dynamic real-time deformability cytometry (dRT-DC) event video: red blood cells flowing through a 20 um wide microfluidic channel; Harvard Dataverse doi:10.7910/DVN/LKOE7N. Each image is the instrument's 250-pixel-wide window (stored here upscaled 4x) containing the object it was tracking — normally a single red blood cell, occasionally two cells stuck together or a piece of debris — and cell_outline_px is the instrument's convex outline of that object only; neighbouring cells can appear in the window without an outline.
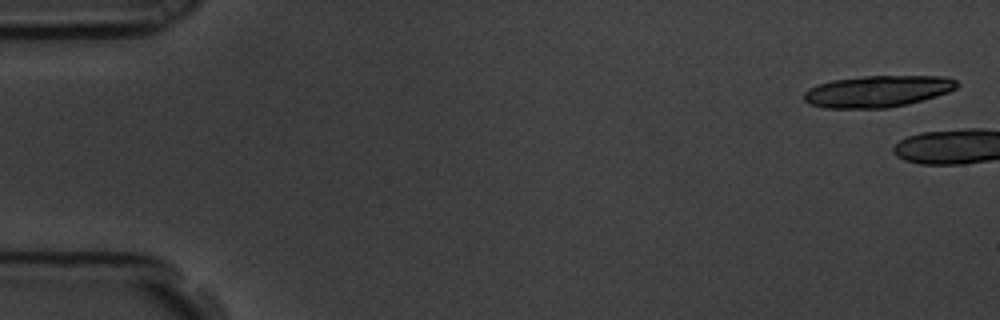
{"species": "common noctule bat (a hibernating species)", "species_latin": "Nyctalus noctula", "temperature_condition": "room temperature", "stored_images_in_passage": 2, "camera_frame_rate_fps": 3000, "um_per_image_px": 0.085, "animal": {"sex": "male", "body_mass_g": 19.5, "forearm_length_mm": 54.6}, "frame": {"image": 1, "passage_image": 1, "time_ms": 0.0, "image_size_px": [1000, 320], "cell_outline_px": [[960, 84], [956, 88], [948, 92], [936, 96], [908, 104], [888, 108], [824, 108], [808, 104], [804, 100], [804, 92], [808, 88], [816, 84], [832, 80], [864, 76], [944, 76], [956, 80]], "centroid_in_image_um": [74.57, 7.76], "position_along_channel_um": 10.4, "area_um2": 28.38}}